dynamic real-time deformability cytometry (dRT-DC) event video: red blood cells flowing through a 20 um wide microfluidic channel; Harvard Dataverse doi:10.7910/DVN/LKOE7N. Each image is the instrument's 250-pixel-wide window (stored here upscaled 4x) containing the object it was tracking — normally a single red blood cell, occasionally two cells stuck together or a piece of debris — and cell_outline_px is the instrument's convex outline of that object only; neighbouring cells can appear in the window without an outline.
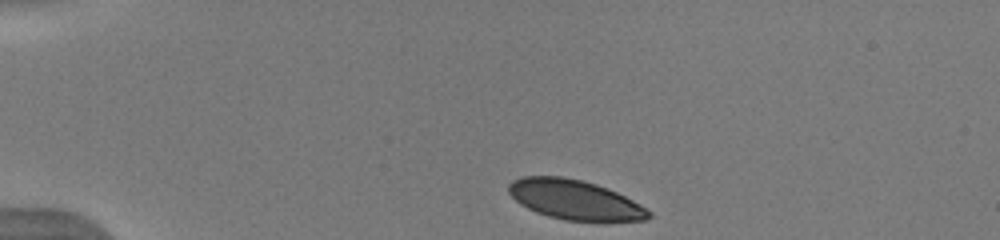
{"species": "human", "species_latin": "Homo sapiens", "temperature_condition": "warm", "stored_images_in_passage": 42, "camera_frame_rate_fps": 3000, "um_per_image_px": 0.085, "donor": {"sex": "male"}, "frame": {"image": 1, "passage_image": 1, "time_ms": 0.0, "image_size_px": [1000, 240], "cell_outline_px": [[652, 216], [648, 220], [564, 220], [548, 216], [536, 212], [520, 204], [508, 192], [508, 184], [512, 180], [520, 176], [564, 176], [584, 180], [608, 188], [640, 204], [652, 212]], "centroid_in_image_um": [48.83, 16.95], "position_along_channel_um": 36.2, "area_um2": 32.31}}
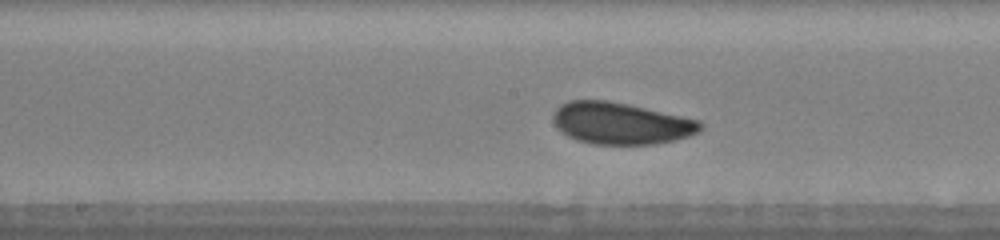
{"frame": {"image": 2, "passage_image": 18, "time_ms": 5.667, "image_size_px": [1000, 240], "cell_outline_px": [[704, 128], [700, 132], [688, 136], [656, 144], [592, 144], [576, 140], [568, 136], [556, 128], [552, 120], [552, 112], [560, 104], [568, 100], [608, 100], [628, 104], [700, 120], [704, 124]], "centroid_in_image_um": [52.75, 10.47], "position_along_channel_um": 195.5, "area_um2": 36.18}}
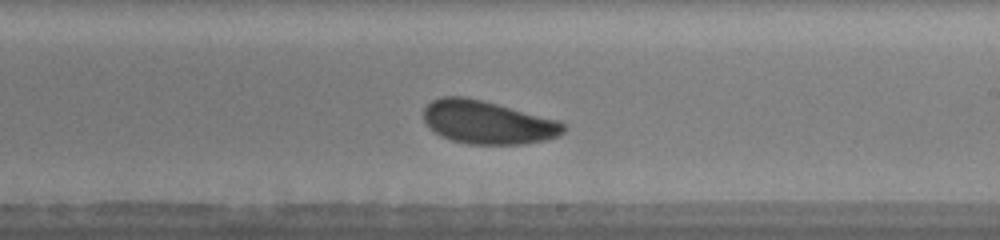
{"frame": {"image": 3, "passage_image": 22, "time_ms": 7.0, "image_size_px": [1000, 240], "cell_outline_px": [[564, 132], [548, 140], [520, 144], [468, 144], [452, 140], [440, 136], [424, 120], [424, 108], [432, 100], [440, 96], [464, 96], [560, 120], [564, 124]], "centroid_in_image_um": [41.45, 10.4], "position_along_channel_um": 247.5, "area_um2": 34.97}, "authors_computed_cell_mechanics": {"area_um2": 35.0268, "velocity_mm_per_s": 3.9144, "shape_relaxation_time_tau1_ms": 2.5609, "shape_relaxation_time_tau2_ms": null, "deformation_change_tau1": 0.0922, "deformation_change_tau2": null}}